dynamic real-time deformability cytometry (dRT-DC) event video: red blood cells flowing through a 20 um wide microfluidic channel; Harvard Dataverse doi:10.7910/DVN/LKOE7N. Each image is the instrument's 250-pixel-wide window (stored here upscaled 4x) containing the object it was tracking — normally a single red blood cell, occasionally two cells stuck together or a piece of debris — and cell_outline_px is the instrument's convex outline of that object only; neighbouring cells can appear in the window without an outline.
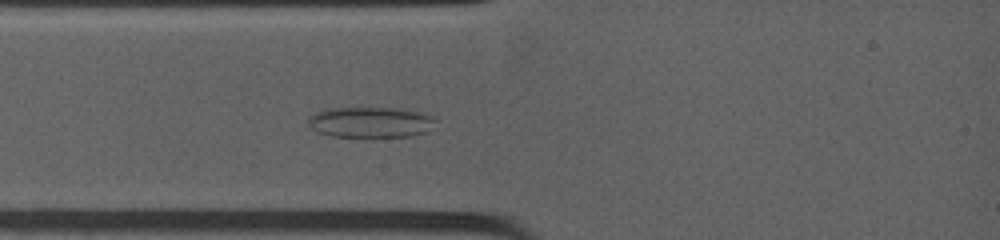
{"species": "common noctule bat (a hibernating species)", "species_latin": "Nyctalus noctula", "temperature_condition": "warm", "stored_images_in_passage": 3, "camera_frame_rate_fps": 4500, "um_per_image_px": 0.085, "animal": {"sex": "female", "body_mass_g": 19.0, "forearm_length_mm": 53.3}, "frame": {"image": 1, "passage_image": 3, "time_ms": 1.778, "image_size_px": [1000, 240], "cell_outline_px": [[436, 120], [424, 132], [412, 136], [332, 136], [316, 132], [308, 124], [308, 116], [324, 108], [400, 108], [432, 116]], "centroid_in_image_um": [31.41, 10.38], "position_along_channel_um": 53.6, "area_um2": 22.48}}